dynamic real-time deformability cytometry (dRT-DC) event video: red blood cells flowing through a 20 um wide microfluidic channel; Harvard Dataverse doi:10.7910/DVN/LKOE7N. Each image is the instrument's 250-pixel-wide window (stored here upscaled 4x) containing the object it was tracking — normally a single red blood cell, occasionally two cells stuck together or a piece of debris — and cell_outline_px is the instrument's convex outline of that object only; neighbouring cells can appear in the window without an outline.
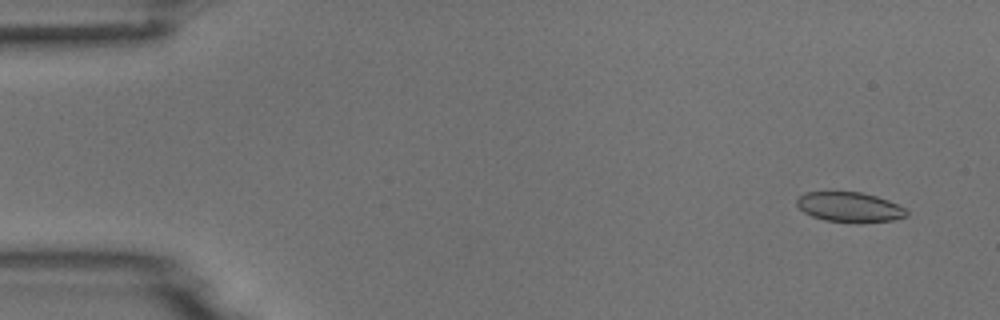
{"species": "common noctule bat (a hibernating species)", "species_latin": "Nyctalus noctula", "temperature_condition": "room temperature", "stored_images_in_passage": 4, "camera_frame_rate_fps": 3000, "um_per_image_px": 0.085, "animal": {"sex": "male", "body_mass_g": 18.8}, "frame": {"image": 1, "passage_image": 1, "time_ms": 0.0, "image_size_px": [1000, 320], "cell_outline_px": [[908, 216], [892, 220], [860, 224], [856, 224], [824, 220], [812, 216], [804, 212], [796, 204], [796, 200], [804, 192], [860, 192], [876, 196], [888, 200], [904, 208], [908, 212]], "centroid_in_image_um": [72.22, 17.63], "position_along_channel_um": 12.8, "area_um2": 19.36}}